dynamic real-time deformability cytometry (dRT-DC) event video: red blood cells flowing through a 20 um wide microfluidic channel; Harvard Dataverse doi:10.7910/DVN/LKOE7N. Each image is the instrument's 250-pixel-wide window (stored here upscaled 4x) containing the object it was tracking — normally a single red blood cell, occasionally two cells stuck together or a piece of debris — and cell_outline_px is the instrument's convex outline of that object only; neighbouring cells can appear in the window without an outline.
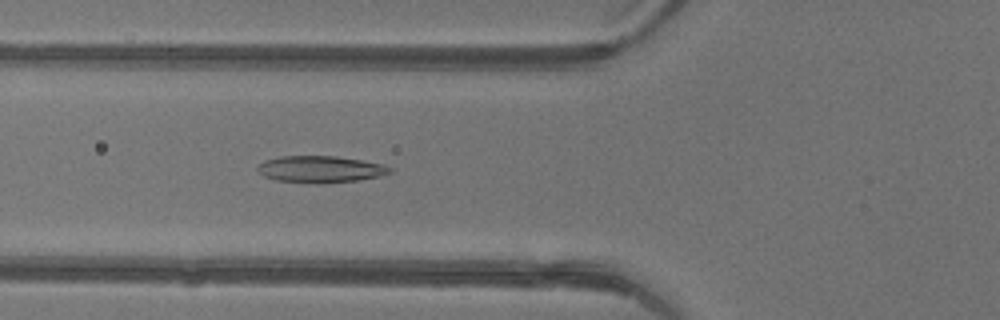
{"species": "common noctule bat (a hibernating species)", "species_latin": "Nyctalus noctula", "temperature_condition": "warm", "stored_images_in_passage": 38, "camera_frame_rate_fps": 3000, "um_per_image_px": 0.085, "animal": {"sex": "female"}, "frame": {"image": 1, "passage_image": 12, "time_ms": 3.667, "image_size_px": [1000, 320], "cell_outline_px": [[392, 172], [376, 176], [356, 180], [324, 184], [320, 184], [276, 180], [264, 176], [256, 168], [256, 164], [264, 160], [280, 156], [336, 156], [384, 164], [392, 168]], "centroid_in_image_um": [27.19, 14.38], "position_along_channel_um": 98.6, "area_um2": 20.63}}
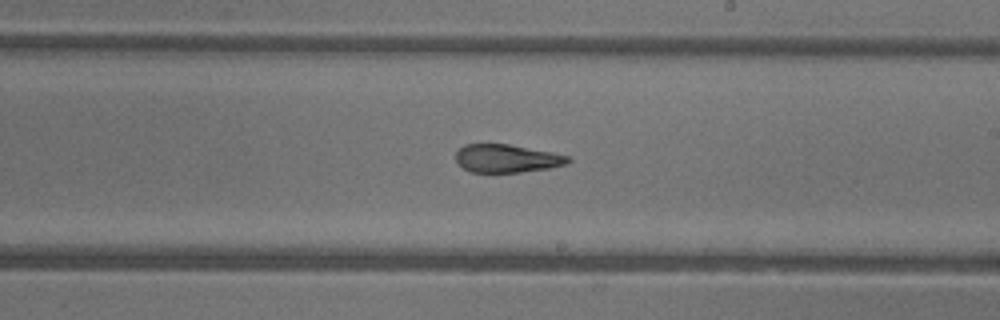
{"frame": {"image": 2, "passage_image": 22, "time_ms": 7.0, "image_size_px": [1000, 320], "cell_outline_px": [[572, 160], [568, 164], [548, 168], [520, 172], [472, 172], [464, 168], [456, 160], [456, 152], [464, 144], [508, 144], [552, 152], [568, 156]], "centroid_in_image_um": [43.09, 13.46], "position_along_channel_um": 245.9, "area_um2": 18.26}}
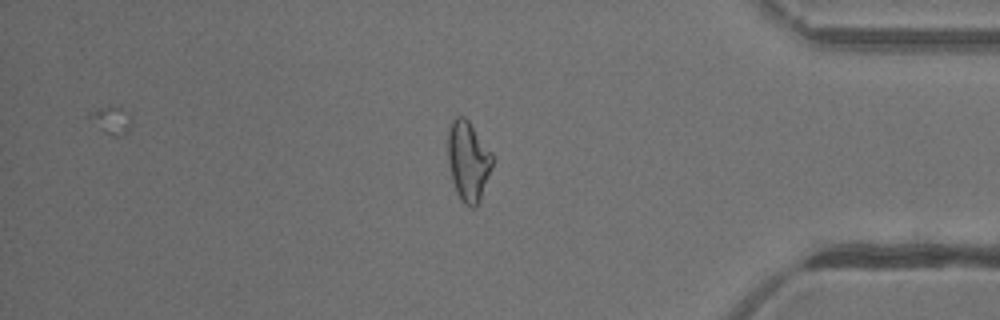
{"frame": {"image": 3, "passage_image": 34, "time_ms": 11.0, "image_size_px": [1000, 320], "cell_outline_px": [[492, 168], [480, 200], [476, 208], [472, 208], [464, 204], [460, 200], [456, 192], [452, 180], [448, 160], [448, 132], [452, 120], [456, 116], [464, 116], [468, 120], [492, 152]], "centroid_in_image_um": [39.8, 13.71], "position_along_channel_um": 395.4, "area_um2": 20.81}}